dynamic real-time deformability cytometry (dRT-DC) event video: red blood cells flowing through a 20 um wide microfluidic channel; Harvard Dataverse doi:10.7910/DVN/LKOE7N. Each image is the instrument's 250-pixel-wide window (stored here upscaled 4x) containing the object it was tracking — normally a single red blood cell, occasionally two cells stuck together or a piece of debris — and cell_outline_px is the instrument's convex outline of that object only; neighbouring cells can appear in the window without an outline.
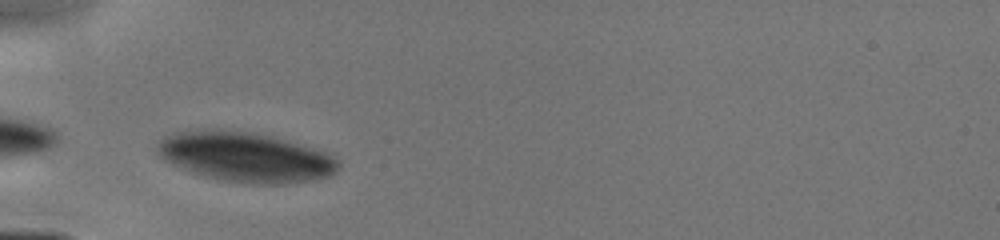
{"species": "human", "species_latin": "Homo sapiens", "temperature_condition": "cold", "stored_images_in_passage": 13, "camera_frame_rate_fps": 3000, "um_per_image_px": 0.085, "donor": {"sex": "male"}, "frame": {"image": 1, "passage_image": 2, "time_ms": 0.333, "image_size_px": [1000, 240], "cell_outline_px": [[340, 168], [332, 176], [312, 180], [280, 184], [252, 184], [224, 180], [204, 176], [192, 172], [172, 164], [164, 160], [160, 156], [156, 148], [160, 140], [176, 132], [204, 128], [220, 128], [252, 132], [272, 136], [288, 140], [332, 152], [340, 160]], "centroid_in_image_um": [20.95, 13.32], "position_along_channel_um": 64.1, "area_um2": 53.41}}
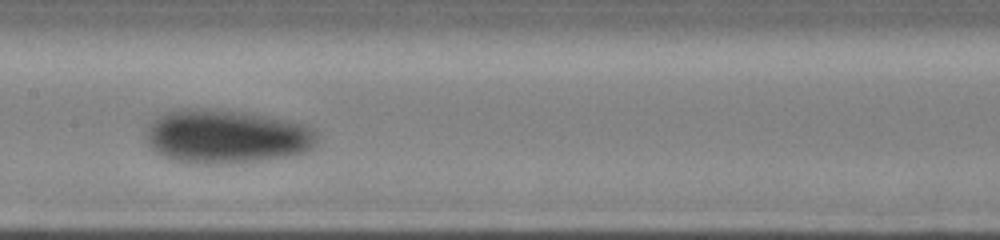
{"frame": {"image": 2, "passage_image": 12, "time_ms": 3.333, "image_size_px": [1000, 240], "cell_outline_px": [[316, 144], [312, 148], [304, 152], [292, 156], [232, 164], [188, 164], [172, 160], [156, 152], [148, 144], [144, 132], [148, 124], [156, 116], [164, 112], [180, 108], [216, 108], [244, 112], [288, 120], [312, 128], [316, 132]], "centroid_in_image_um": [19.18, 11.6], "position_along_channel_um": 188.2, "area_um2": 54.62}}